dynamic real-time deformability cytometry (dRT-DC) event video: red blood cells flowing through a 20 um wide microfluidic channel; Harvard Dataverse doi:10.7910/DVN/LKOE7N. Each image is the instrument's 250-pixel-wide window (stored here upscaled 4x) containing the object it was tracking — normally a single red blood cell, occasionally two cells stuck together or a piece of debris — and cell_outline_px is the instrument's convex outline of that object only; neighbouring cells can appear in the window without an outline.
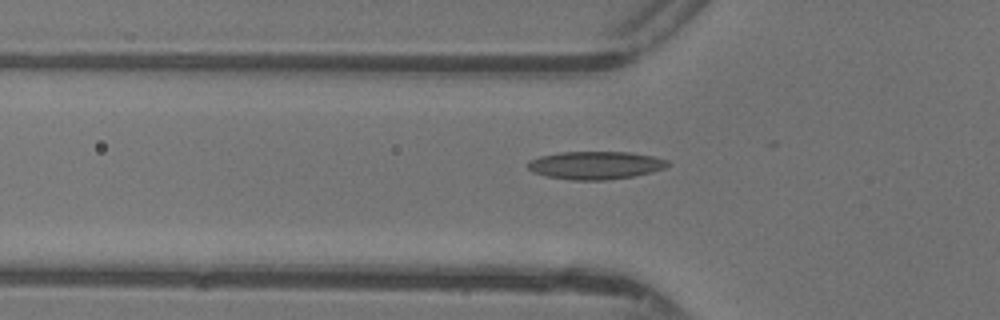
{"species": "common noctule bat (a hibernating species)", "species_latin": "Nyctalus noctula", "temperature_condition": "warm", "stored_images_in_passage": 26, "camera_frame_rate_fps": 3000, "um_per_image_px": 0.085, "animal": {"sex": "female"}, "frame": {"image": 1, "passage_image": 3, "time_ms": 0.667, "image_size_px": [1000, 320], "cell_outline_px": [[668, 164], [664, 168], [652, 172], [632, 176], [604, 180], [572, 180], [544, 176], [532, 172], [528, 168], [528, 160], [540, 156], [560, 152], [632, 152], [652, 156], [668, 160]], "centroid_in_image_um": [50.57, 14.04], "position_along_channel_um": 75.2, "area_um2": 22.77}}
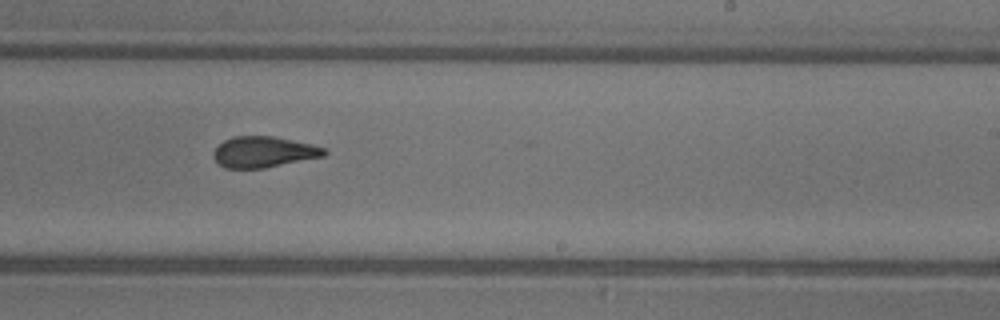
{"frame": {"image": 2, "passage_image": 16, "time_ms": 5.0, "image_size_px": [1000, 320], "cell_outline_px": [[328, 152], [324, 156], [264, 168], [224, 168], [212, 156], [212, 152], [224, 140], [232, 136], [272, 136], [312, 144], [324, 148]], "centroid_in_image_um": [22.4, 12.91], "position_along_channel_um": 266.6, "area_um2": 19.88}}
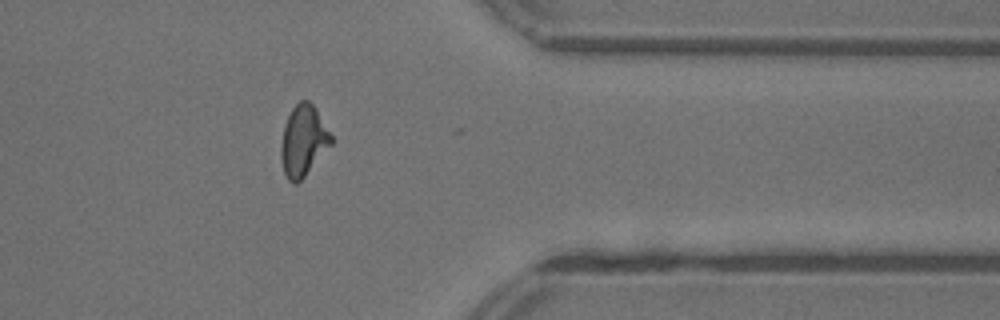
{"frame": {"image": 3, "passage_image": 25, "time_ms": 8.0, "image_size_px": [1000, 320], "cell_outline_px": [[332, 144], [304, 176], [296, 184], [292, 184], [288, 180], [284, 172], [280, 156], [280, 148], [284, 124], [292, 108], [300, 100], [308, 100], [316, 108], [332, 136]], "centroid_in_image_um": [25.77, 11.96], "position_along_channel_um": 385.6, "area_um2": 20.63}, "authors_computed_cell_mechanics": {"area_um2": 20.6635, "velocity_mm_per_s": 4.4105, "shape_relaxation_time_tau1_ms": 6.6551, "shape_relaxation_time_tau2_ms": 1.4615, "deformation_change_tau1": 0.2224, "deformation_change_tau2": 0.0919}}